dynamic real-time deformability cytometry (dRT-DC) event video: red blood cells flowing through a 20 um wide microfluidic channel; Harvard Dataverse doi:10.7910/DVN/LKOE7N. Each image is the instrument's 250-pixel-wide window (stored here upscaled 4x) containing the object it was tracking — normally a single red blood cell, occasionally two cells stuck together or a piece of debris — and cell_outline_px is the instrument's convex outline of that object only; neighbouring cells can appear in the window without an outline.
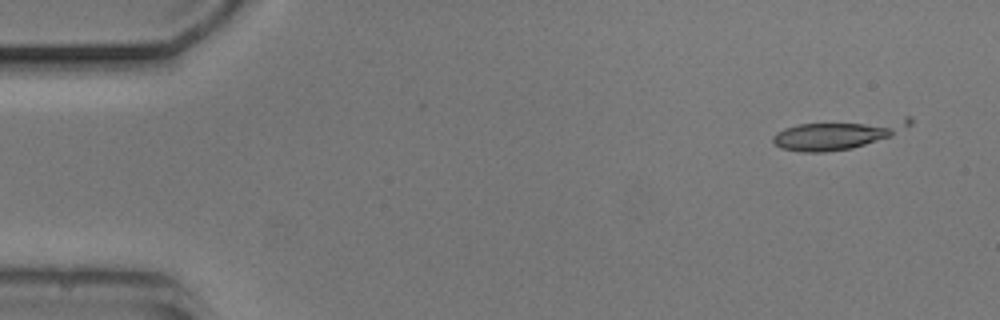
{"species": "common noctule bat (a hibernating species)", "species_latin": "Nyctalus noctula", "temperature_condition": "cold", "stored_images_in_passage": 13, "camera_frame_rate_fps": 3000, "um_per_image_px": 0.085, "animal": {"sex": "male", "body_mass_g": 20.5, "forearm_length_mm": 52.5}, "frame": {"image": 1, "passage_image": 1, "time_ms": 0.0, "image_size_px": [1000, 320], "cell_outline_px": [[912, 124], [892, 136], [852, 148], [824, 152], [800, 152], [780, 148], [772, 140], [772, 136], [776, 132], [784, 128], [796, 124], [904, 116], [912, 116]], "centroid_in_image_um": [71.27, 11.38], "position_along_channel_um": 13.7, "area_um2": 23.87}}
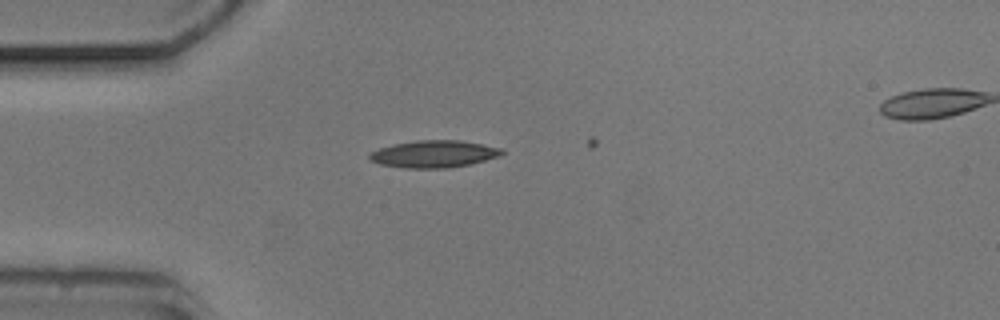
{"frame": {"image": 2, "passage_image": 11, "time_ms": 3.333, "image_size_px": [1000, 320], "cell_outline_px": [[504, 152], [500, 156], [468, 164], [448, 168], [404, 168], [380, 164], [368, 160], [368, 152], [392, 144], [416, 140], [460, 140], [504, 148]], "centroid_in_image_um": [36.84, 13.08], "position_along_channel_um": 48.2, "area_um2": 21.1}}